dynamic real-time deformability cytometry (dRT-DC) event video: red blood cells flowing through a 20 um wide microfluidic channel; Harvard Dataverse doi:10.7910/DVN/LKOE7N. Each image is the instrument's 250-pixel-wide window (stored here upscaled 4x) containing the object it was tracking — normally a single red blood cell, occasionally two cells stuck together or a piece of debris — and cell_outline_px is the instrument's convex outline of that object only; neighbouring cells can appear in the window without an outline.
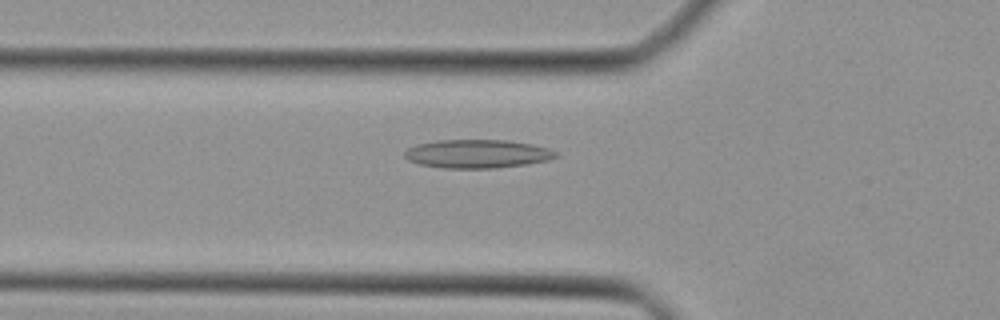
{"species": "Egyptian fruit bat (a non-hibernating species)", "species_latin": "Rousettus aegyptiacus", "temperature_condition": "cold", "stored_images_in_passage": 34, "camera_frame_rate_fps": 3000, "um_per_image_px": 0.085, "animal": {"sex": "female"}, "frame": {"image": 1, "passage_image": 6, "time_ms": 1.667, "image_size_px": [1000, 320], "cell_outline_px": [[560, 156], [548, 160], [528, 164], [496, 168], [444, 168], [420, 164], [408, 160], [404, 156], [404, 152], [408, 148], [416, 144], [436, 140], [508, 140], [532, 144], [548, 148], [556, 152]], "centroid_in_image_um": [40.58, 13.07], "position_along_channel_um": 85.2, "area_um2": 25.26}}
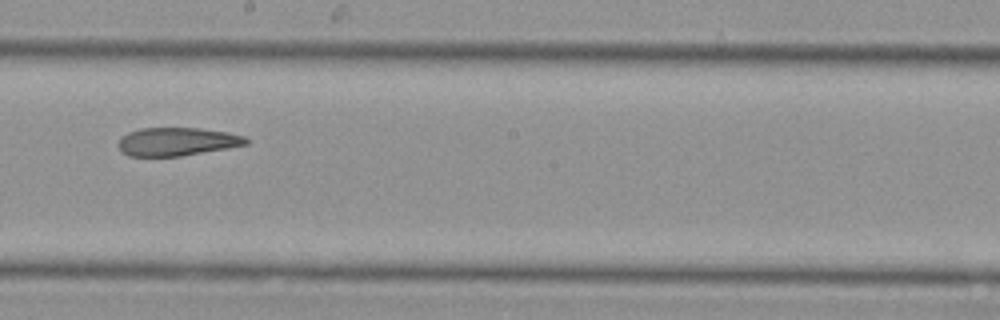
{"frame": {"image": 2, "passage_image": 16, "time_ms": 5.0, "image_size_px": [1000, 320], "cell_outline_px": [[248, 144], [228, 148], [180, 156], [128, 156], [120, 152], [120, 140], [128, 132], [140, 128], [200, 128], [228, 132], [244, 136], [248, 140]], "centroid_in_image_um": [15.06, 12.04], "position_along_channel_um": 233.1, "area_um2": 20.92}}
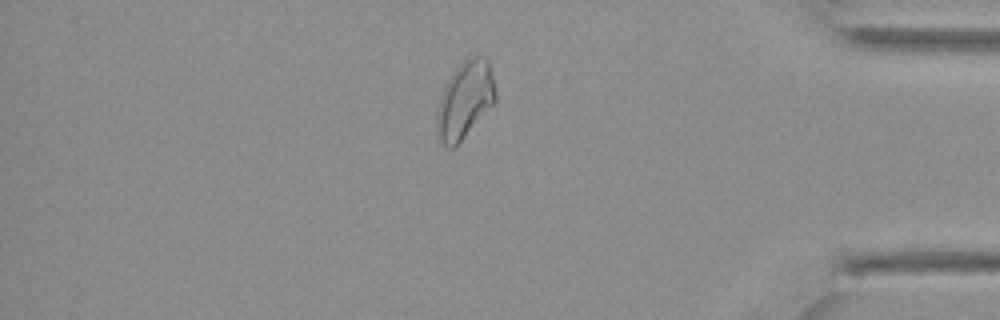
{"frame": {"image": 3, "passage_image": 29, "time_ms": 9.333, "image_size_px": [1000, 320], "cell_outline_px": [[496, 100], [460, 140], [452, 148], [448, 148], [440, 140], [436, 132], [436, 112], [444, 84], [456, 68], [468, 56], [484, 56], [488, 60], [496, 92]], "centroid_in_image_um": [39.49, 8.45], "position_along_channel_um": 395.7, "area_um2": 25.89}}